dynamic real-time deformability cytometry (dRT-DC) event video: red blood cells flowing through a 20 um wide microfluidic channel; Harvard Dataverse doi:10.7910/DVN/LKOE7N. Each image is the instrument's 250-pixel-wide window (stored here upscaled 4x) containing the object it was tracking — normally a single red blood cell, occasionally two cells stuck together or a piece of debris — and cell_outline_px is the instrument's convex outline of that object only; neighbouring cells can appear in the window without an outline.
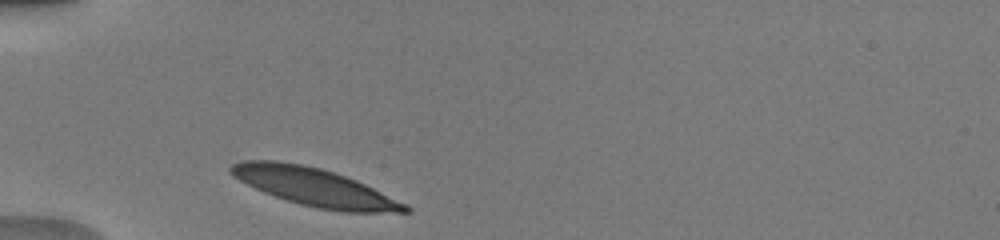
{"species": "human", "species_latin": "Homo sapiens", "temperature_condition": "warm", "stored_images_in_passage": 29, "camera_frame_rate_fps": 3000, "um_per_image_px": 0.085, "donor": {"sex": "male"}, "frame": {"image": 1, "passage_image": 1, "time_ms": 0.0, "image_size_px": [1000, 240], "cell_outline_px": [[412, 212], [344, 212], [316, 208], [300, 204], [264, 192], [232, 176], [228, 172], [228, 168], [232, 164], [240, 160], [276, 160], [304, 164], [320, 168], [356, 180], [408, 204], [412, 208]], "centroid_in_image_um": [26.74, 15.9], "position_along_channel_um": 58.3, "area_um2": 38.44}}
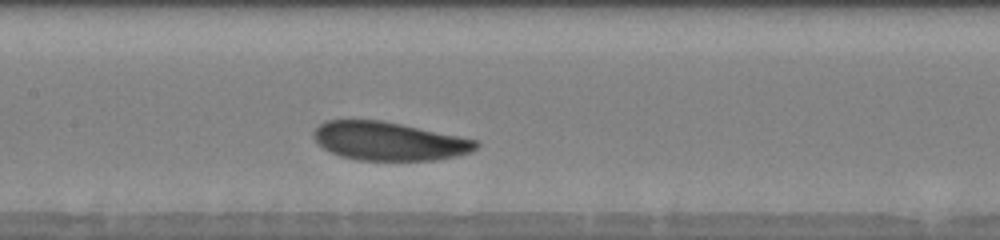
{"frame": {"image": 2, "passage_image": 11, "time_ms": 3.333, "image_size_px": [1000, 240], "cell_outline_px": [[480, 144], [472, 152], [456, 156], [436, 160], [356, 160], [340, 156], [316, 144], [312, 136], [312, 132], [324, 120], [380, 120], [480, 140]], "centroid_in_image_um": [33.05, 12.0], "position_along_channel_um": 174.3, "area_um2": 36.59}}
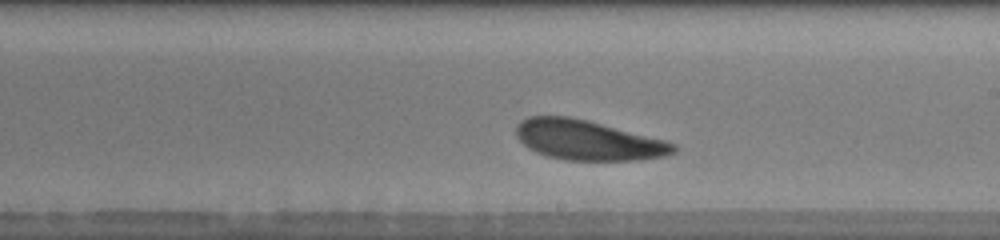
{"frame": {"image": 3, "passage_image": 16, "time_ms": 5.0, "image_size_px": [1000, 240], "cell_outline_px": [[676, 152], [668, 156], [640, 160], [564, 160], [544, 156], [528, 148], [516, 136], [516, 124], [520, 120], [528, 116], [568, 116], [588, 120], [664, 140], [676, 144]], "centroid_in_image_um": [49.95, 11.92], "position_along_channel_um": 239.0, "area_um2": 36.82}, "authors_computed_cell_mechanics": {"area_um2": 37.2232, "velocity_mm_per_s": 3.8859, "shape_relaxation_time_tau1_ms": 1.5008, "shape_relaxation_time_tau2_ms": 8.1322, "deformation_change_tau1": 0.1116, "deformation_change_tau2": 0.1793}}